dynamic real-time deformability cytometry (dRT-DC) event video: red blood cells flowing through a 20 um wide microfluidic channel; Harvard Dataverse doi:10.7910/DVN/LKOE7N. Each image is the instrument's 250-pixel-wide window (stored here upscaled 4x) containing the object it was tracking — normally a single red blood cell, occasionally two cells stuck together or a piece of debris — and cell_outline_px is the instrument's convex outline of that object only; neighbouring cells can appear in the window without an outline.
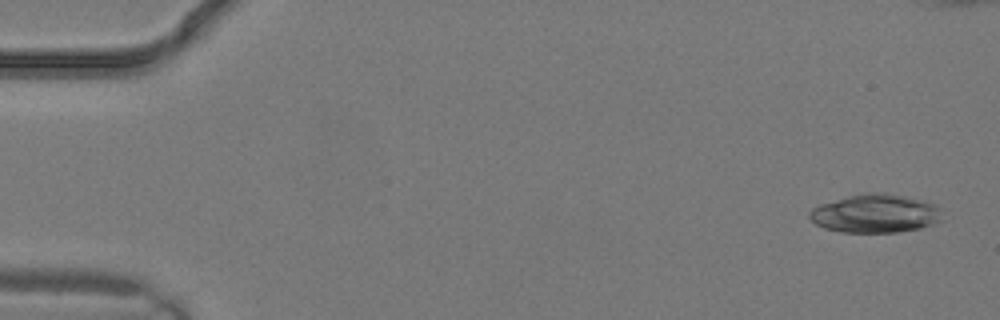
{"species": "common noctule bat (a hibernating species)", "species_latin": "Nyctalus noctula", "temperature_condition": "warm", "stored_images_in_passage": 3, "camera_frame_rate_fps": 3000, "um_per_image_px": 0.085, "animal": {"sex": "male", "body_mass_g": 19.2, "forearm_length_mm": 51.8}, "frame": {"image": 1, "passage_image": 1, "time_ms": 0.0, "image_size_px": [1000, 320], "cell_outline_px": [[944, 220], [920, 228], [900, 232], [840, 232], [824, 228], [816, 224], [808, 216], [808, 212], [812, 208], [820, 204], [868, 192], [884, 192], [904, 196], [936, 204], [940, 208]], "centroid_in_image_um": [74.43, 18.16], "position_along_channel_um": 10.6, "area_um2": 29.77}}